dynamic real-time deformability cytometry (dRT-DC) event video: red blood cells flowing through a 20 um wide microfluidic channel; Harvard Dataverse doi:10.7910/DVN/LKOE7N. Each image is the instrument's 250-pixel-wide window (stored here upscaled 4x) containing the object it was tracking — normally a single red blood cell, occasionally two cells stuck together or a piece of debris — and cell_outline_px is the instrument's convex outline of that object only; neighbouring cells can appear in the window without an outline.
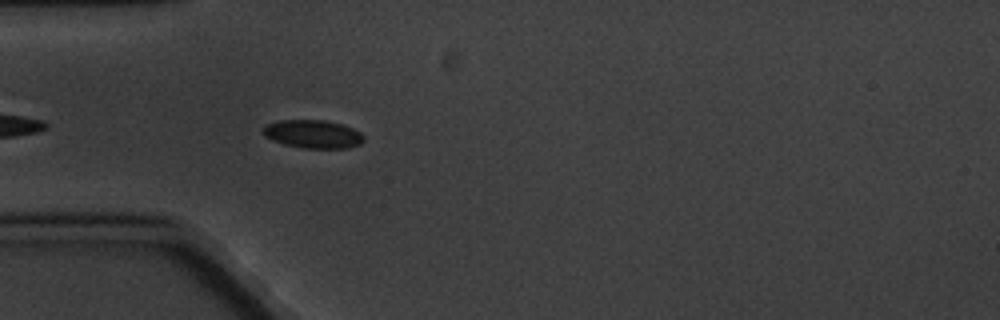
{"species": "common noctule bat (a hibernating species)", "species_latin": "Nyctalus noctula", "temperature_condition": "cold", "stored_images_in_passage": 6, "camera_frame_rate_fps": 3000, "um_per_image_px": 0.085, "animal": {"sex": "male", "body_mass_g": 20.1, "forearm_length_mm": 53.5}, "frame": {"image": 1, "passage_image": 6, "time_ms": 5.667, "image_size_px": [1000, 320], "cell_outline_px": [[364, 140], [360, 144], [348, 148], [304, 148], [284, 144], [272, 140], [264, 136], [264, 124], [280, 120], [324, 120], [344, 124], [360, 132], [364, 136]], "centroid_in_image_um": [26.61, 11.39], "position_along_channel_um": 58.4, "area_um2": 16.65}}